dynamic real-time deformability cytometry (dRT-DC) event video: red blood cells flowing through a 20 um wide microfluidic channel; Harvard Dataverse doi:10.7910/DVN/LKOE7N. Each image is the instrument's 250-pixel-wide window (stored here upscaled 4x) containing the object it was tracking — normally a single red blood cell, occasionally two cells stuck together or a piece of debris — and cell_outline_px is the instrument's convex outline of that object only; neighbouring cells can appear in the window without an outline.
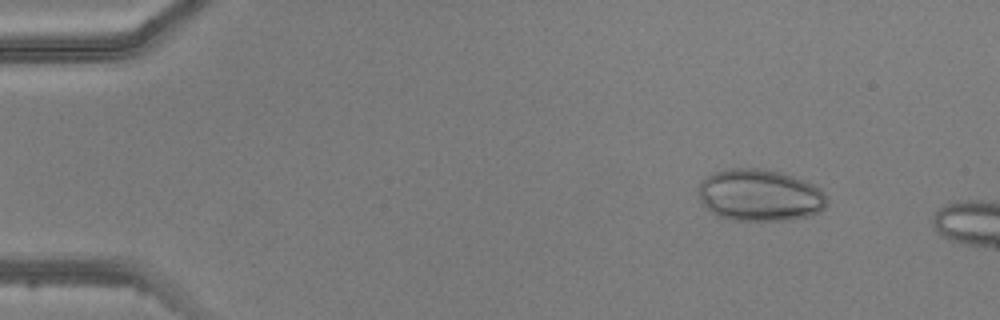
{"species": "common noctule bat (a hibernating species)", "species_latin": "Nyctalus noctula", "temperature_condition": "warm", "stored_images_in_passage": 4, "camera_frame_rate_fps": 3000, "um_per_image_px": 0.085, "animal": {"sex": "male", "body_mass_g": 20.5, "forearm_length_mm": 52.5}, "frame": {"image": 1, "passage_image": 2, "time_ms": 1.333, "image_size_px": [1000, 320], "cell_outline_px": [[828, 204], [820, 212], [812, 216], [788, 220], [732, 220], [716, 216], [700, 200], [700, 180], [712, 172], [728, 168], [756, 168], [780, 172], [792, 176], [812, 184], [820, 188], [824, 192], [828, 200]], "centroid_in_image_um": [64.6, 16.6], "position_along_channel_um": 20.4, "area_um2": 39.07}}